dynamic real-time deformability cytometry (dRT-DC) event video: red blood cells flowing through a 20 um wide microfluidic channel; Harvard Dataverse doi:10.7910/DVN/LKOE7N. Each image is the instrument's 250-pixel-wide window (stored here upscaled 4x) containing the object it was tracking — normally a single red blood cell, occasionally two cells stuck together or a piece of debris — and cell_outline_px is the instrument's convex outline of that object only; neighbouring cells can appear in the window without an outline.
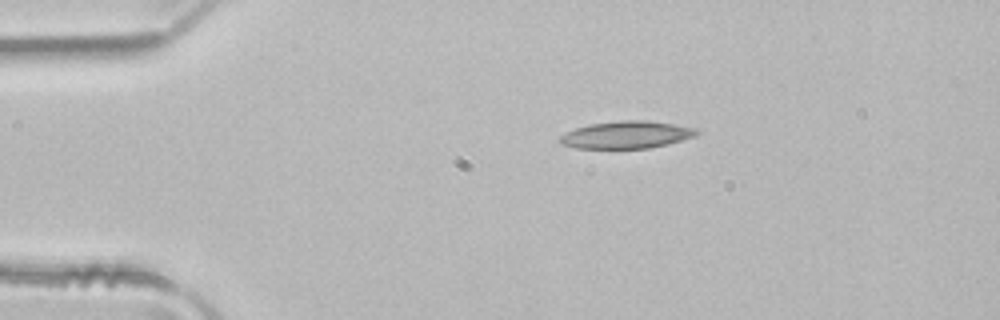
{"species": "common noctule bat (a hibernating species)", "species_latin": "Nyctalus noctula", "temperature_condition": "room temperature", "stored_images_in_passage": 1, "camera_frame_rate_fps": 3000, "um_per_image_px": 0.085, "animal": {"sex": "male", "body_mass_g": 21.5, "forearm_length_mm": 52.0}, "frame": {"image": 1, "passage_image": 1, "time_ms": 0.0, "image_size_px": [1000, 320], "cell_outline_px": [[700, 132], [696, 136], [668, 144], [648, 148], [576, 148], [560, 144], [556, 140], [560, 136], [576, 128], [588, 124], [620, 120], [648, 120], [696, 128]], "centroid_in_image_um": [53.24, 11.45], "position_along_channel_um": 31.8, "area_um2": 21.85}}